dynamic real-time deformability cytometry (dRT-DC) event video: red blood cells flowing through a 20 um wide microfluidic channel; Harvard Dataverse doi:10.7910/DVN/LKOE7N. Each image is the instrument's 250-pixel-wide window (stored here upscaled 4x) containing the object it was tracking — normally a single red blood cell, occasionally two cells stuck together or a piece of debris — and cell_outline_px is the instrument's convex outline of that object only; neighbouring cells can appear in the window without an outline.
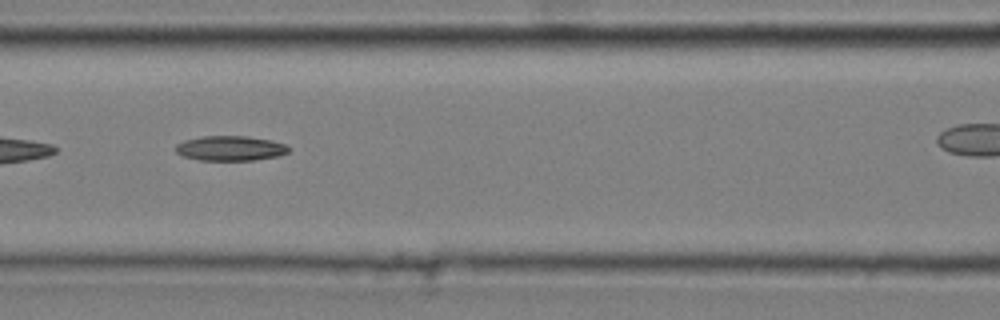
{"species": "common noctule bat (a hibernating species)", "species_latin": "Nyctalus noctula", "temperature_condition": "cold", "stored_images_in_passage": 23, "camera_frame_rate_fps": 3000, "um_per_image_px": 0.085, "animal": {"sex": "male", "body_mass_g": 20.4}, "frame": {"image": 1, "passage_image": 7, "time_ms": 2.0, "image_size_px": [1000, 320], "cell_outline_px": [[292, 148], [288, 152], [280, 156], [256, 160], [200, 160], [184, 156], [176, 152], [176, 144], [184, 140], [204, 136], [248, 136], [272, 140], [284, 144]], "centroid_in_image_um": [19.63, 12.6], "position_along_channel_um": 147.0, "area_um2": 16.47}}
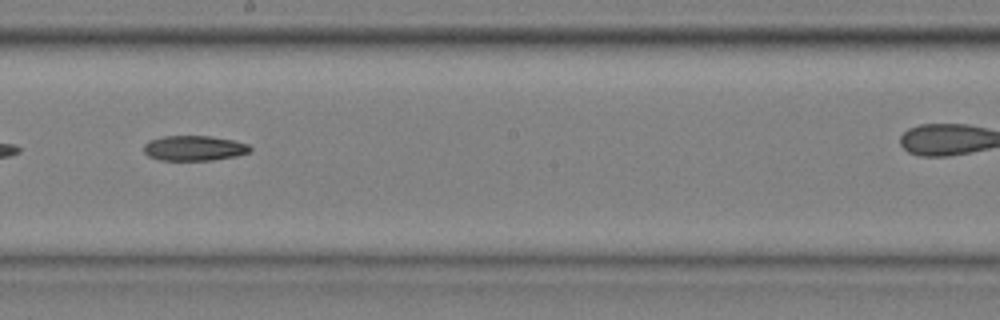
{"frame": {"image": 2, "passage_image": 14, "time_ms": 4.333, "image_size_px": [1000, 320], "cell_outline_px": [[252, 148], [248, 152], [236, 156], [212, 160], [160, 160], [148, 156], [144, 152], [144, 144], [148, 140], [164, 136], [212, 136], [232, 140], [248, 144]], "centroid_in_image_um": [16.47, 12.59], "position_along_channel_um": 231.7, "area_um2": 15.55}}
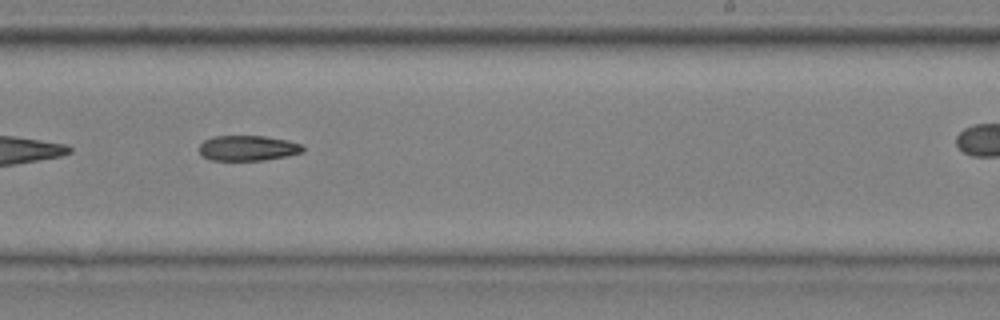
{"frame": {"image": 3, "passage_image": 17, "time_ms": 5.333, "image_size_px": [1000, 320], "cell_outline_px": [[304, 152], [288, 156], [264, 160], [212, 160], [204, 156], [200, 152], [200, 144], [204, 140], [212, 136], [264, 136], [288, 140], [300, 144], [304, 148]], "centroid_in_image_um": [21.09, 12.58], "position_along_channel_um": 267.9, "area_um2": 15.26}}